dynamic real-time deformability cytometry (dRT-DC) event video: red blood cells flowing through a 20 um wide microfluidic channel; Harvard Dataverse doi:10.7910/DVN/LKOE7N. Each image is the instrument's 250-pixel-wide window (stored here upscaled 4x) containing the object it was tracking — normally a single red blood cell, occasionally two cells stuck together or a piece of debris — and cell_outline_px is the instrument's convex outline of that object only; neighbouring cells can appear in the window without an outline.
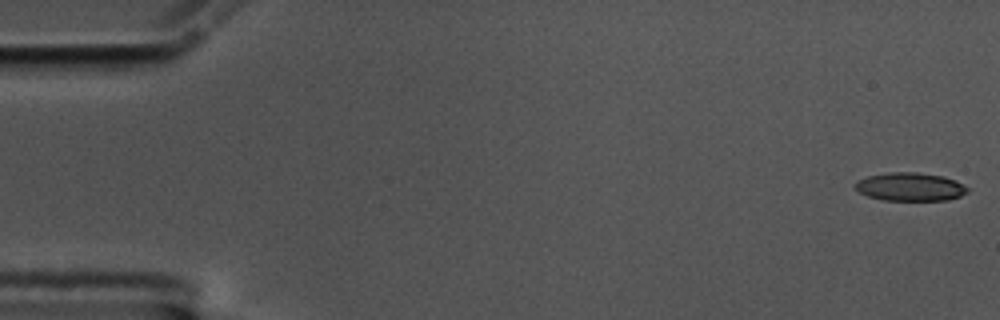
{"species": "common noctule bat (a hibernating species)", "species_latin": "Nyctalus noctula", "temperature_condition": "cold", "stored_images_in_passage": 58, "camera_frame_rate_fps": 3000, "um_per_image_px": 0.085, "animal": {"sex": "male", "body_mass_g": 17.5, "forearm_length_mm": 52.3}, "frame": {"image": 1, "passage_image": 1, "time_ms": 0.0, "image_size_px": [1000, 320], "cell_outline_px": [[968, 192], [960, 196], [948, 200], [884, 200], [868, 196], [860, 192], [856, 188], [856, 184], [860, 180], [868, 176], [888, 172], [916, 172], [944, 176], [956, 180], [968, 188]], "centroid_in_image_um": [77.41, 15.87], "position_along_channel_um": 7.6, "area_um2": 18.38}}
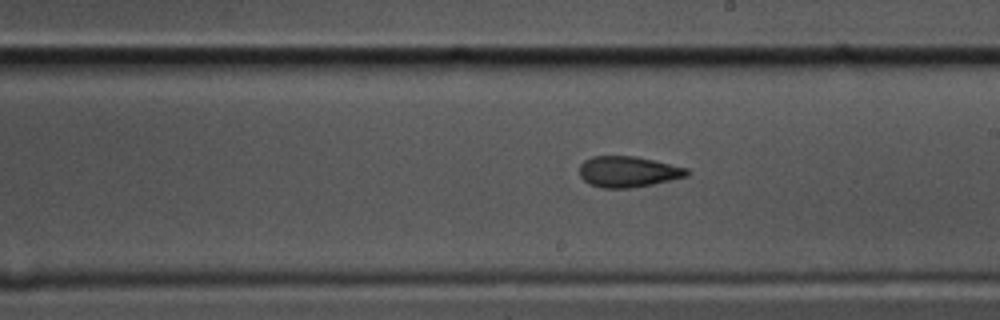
{"frame": {"image": 2, "passage_image": 32, "time_ms": 10.333, "image_size_px": [1000, 320], "cell_outline_px": [[688, 176], [652, 184], [628, 188], [604, 188], [588, 184], [580, 176], [580, 164], [584, 160], [592, 156], [636, 156], [688, 168]], "centroid_in_image_um": [53.36, 14.59], "position_along_channel_um": 235.6, "area_um2": 19.31}}
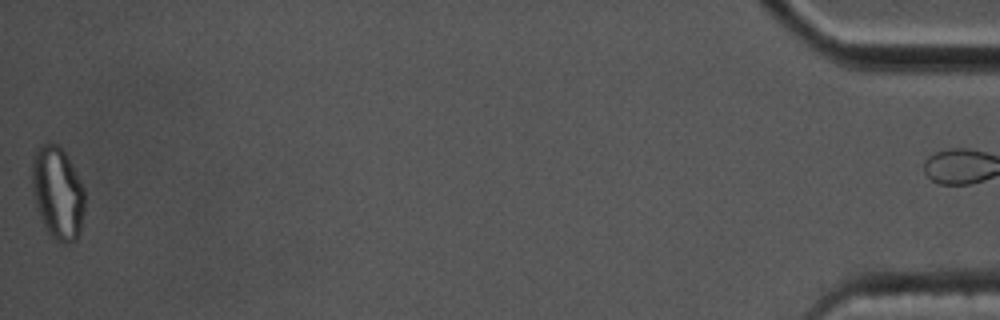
{"frame": {"image": 3, "passage_image": 57, "time_ms": 18.667, "image_size_px": [1000, 320], "cell_outline_px": [[84, 208], [80, 232], [76, 240], [64, 244], [52, 236], [48, 232], [36, 208], [32, 192], [32, 156], [36, 148], [40, 144], [52, 140], [68, 156], [84, 188]], "centroid_in_image_um": [4.88, 16.34], "position_along_channel_um": 430.3, "area_um2": 28.67}, "authors_computed_cell_mechanics": {"area_um2": 19.7965, "velocity_mm_per_s": 3.541, "shape_relaxation_time_tau1_ms": 4.5816, "shape_relaxation_time_tau2_ms": 2.443, "deformation_change_tau1": 0.1538, "deformation_change_tau2": 0.1006}}